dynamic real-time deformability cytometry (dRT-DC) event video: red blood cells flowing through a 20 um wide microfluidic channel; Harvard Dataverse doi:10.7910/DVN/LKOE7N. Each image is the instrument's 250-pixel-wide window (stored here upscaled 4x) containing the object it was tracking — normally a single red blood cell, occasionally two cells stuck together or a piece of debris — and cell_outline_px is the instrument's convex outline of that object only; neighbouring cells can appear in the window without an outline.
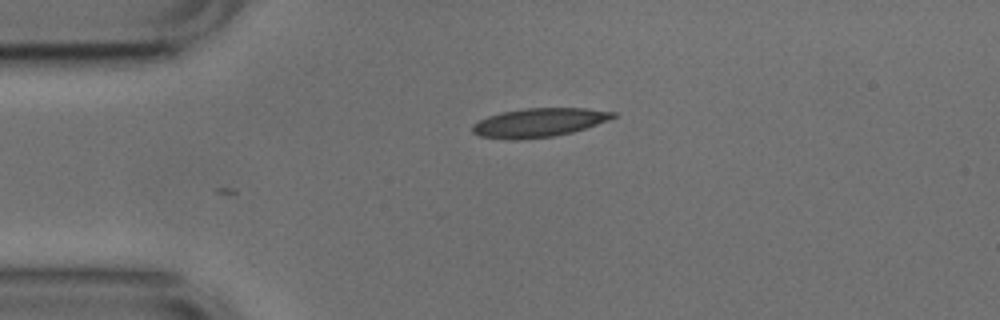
{"species": "common noctule bat (a hibernating species)", "species_latin": "Nyctalus noctula", "temperature_condition": "cold", "stored_images_in_passage": 25, "camera_frame_rate_fps": 3000, "um_per_image_px": 0.085, "animal": {"sex": "male", "body_mass_g": 17.9, "forearm_length_mm": 54.2}, "frame": {"image": 1, "passage_image": 1, "time_ms": 0.0, "image_size_px": [1000, 320], "cell_outline_px": [[616, 116], [608, 120], [572, 132], [552, 136], [512, 140], [480, 136], [472, 132], [472, 124], [488, 116], [500, 112], [524, 108], [584, 108], [616, 112]], "centroid_in_image_um": [45.77, 10.41], "position_along_channel_um": 39.2, "area_um2": 23.41}}
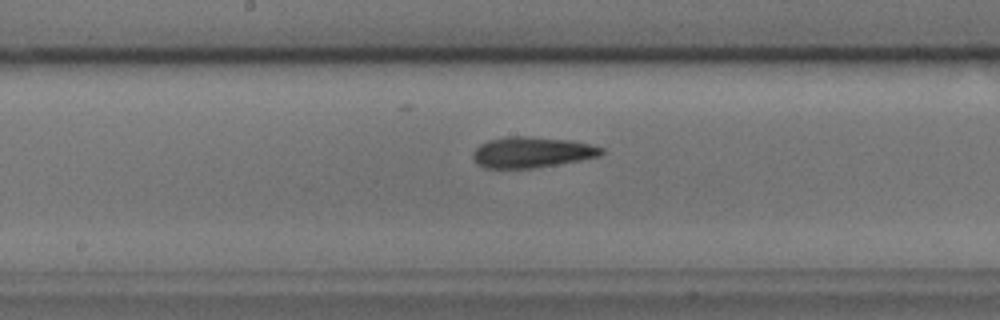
{"frame": {"image": 2, "passage_image": 16, "time_ms": 5.0, "image_size_px": [1000, 320], "cell_outline_px": [[604, 152], [600, 156], [580, 160], [532, 168], [484, 168], [476, 164], [472, 156], [472, 152], [480, 144], [488, 140], [504, 136], [524, 136], [568, 140], [588, 144], [604, 148]], "centroid_in_image_um": [45.15, 12.94], "position_along_channel_um": 203.0, "area_um2": 23.0}}